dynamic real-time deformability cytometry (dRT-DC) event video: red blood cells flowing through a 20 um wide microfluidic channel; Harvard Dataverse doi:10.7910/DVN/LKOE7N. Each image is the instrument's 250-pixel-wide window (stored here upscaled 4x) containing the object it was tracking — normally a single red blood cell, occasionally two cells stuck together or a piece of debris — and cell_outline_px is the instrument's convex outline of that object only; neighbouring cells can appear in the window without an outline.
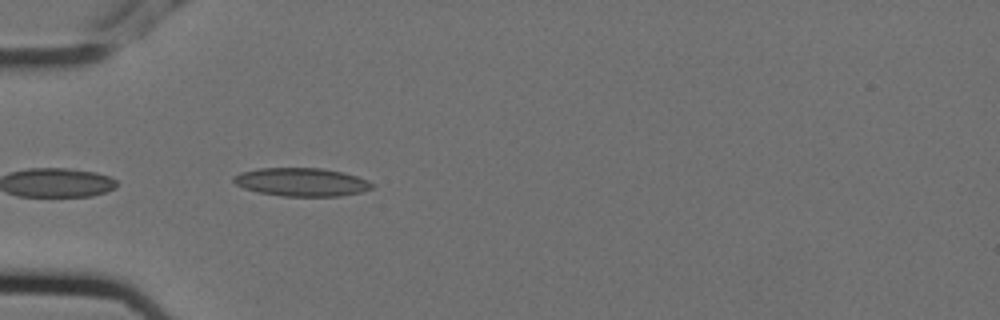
{"species": "Egyptian fruit bat (a non-hibernating species)", "species_latin": "Rousettus aegyptiacus", "temperature_condition": "cold", "stored_images_in_passage": 5, "camera_frame_rate_fps": 3000, "um_per_image_px": 0.085, "animal": {"sex": "female"}, "frame": {"image": 1, "passage_image": 5, "time_ms": 1.333, "image_size_px": [1000, 320], "cell_outline_px": [[376, 184], [372, 188], [364, 192], [340, 196], [280, 196], [260, 192], [244, 188], [236, 184], [232, 180], [232, 176], [240, 172], [260, 168], [320, 168], [344, 172], [368, 180]], "centroid_in_image_um": [25.66, 15.47], "position_along_channel_um": 59.3, "area_um2": 23.0}}